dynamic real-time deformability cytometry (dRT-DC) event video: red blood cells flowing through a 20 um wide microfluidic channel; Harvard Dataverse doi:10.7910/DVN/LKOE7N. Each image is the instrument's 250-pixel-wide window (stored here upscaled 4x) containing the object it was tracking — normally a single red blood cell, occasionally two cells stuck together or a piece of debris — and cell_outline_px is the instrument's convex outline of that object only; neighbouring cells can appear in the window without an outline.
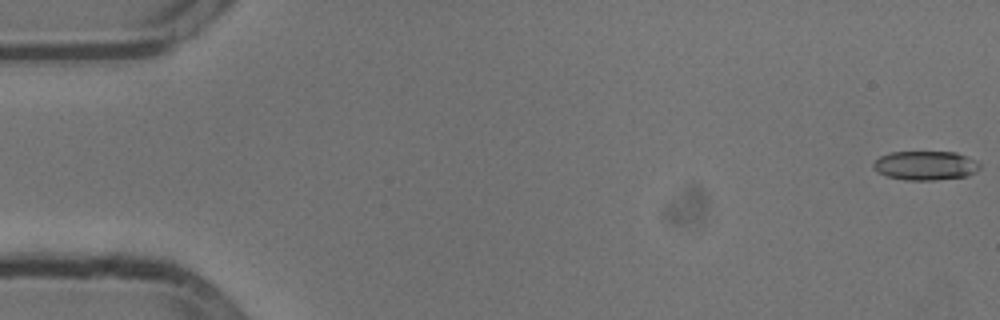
{"species": "common noctule bat (a hibernating species)", "species_latin": "Nyctalus noctula", "temperature_condition": "cold", "stored_images_in_passage": 54, "camera_frame_rate_fps": 3000, "um_per_image_px": 0.085, "animal": {"sex": "male", "body_mass_g": 13.3}, "frame": {"image": 1, "passage_image": 1, "time_ms": 0.0, "image_size_px": [1000, 320], "cell_outline_px": [[980, 168], [976, 172], [968, 176], [936, 180], [904, 180], [888, 176], [872, 168], [872, 164], [880, 156], [892, 152], [956, 152], [976, 160], [980, 164]], "centroid_in_image_um": [78.69, 14.07], "position_along_channel_um": 6.3, "area_um2": 18.09}}
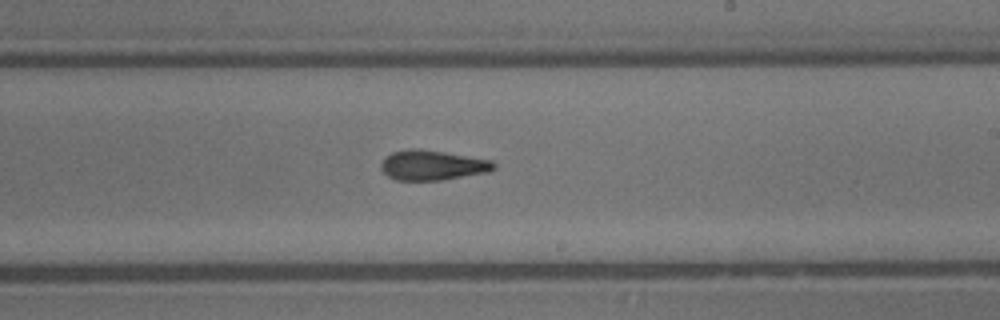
{"frame": {"image": 2, "passage_image": 32, "time_ms": 10.333, "image_size_px": [1000, 320], "cell_outline_px": [[496, 168], [488, 172], [444, 180], [396, 180], [388, 176], [380, 168], [380, 164], [392, 152], [408, 148], [420, 148], [492, 160], [496, 164]], "centroid_in_image_um": [36.77, 14.04], "position_along_channel_um": 252.2, "area_um2": 19.77}}
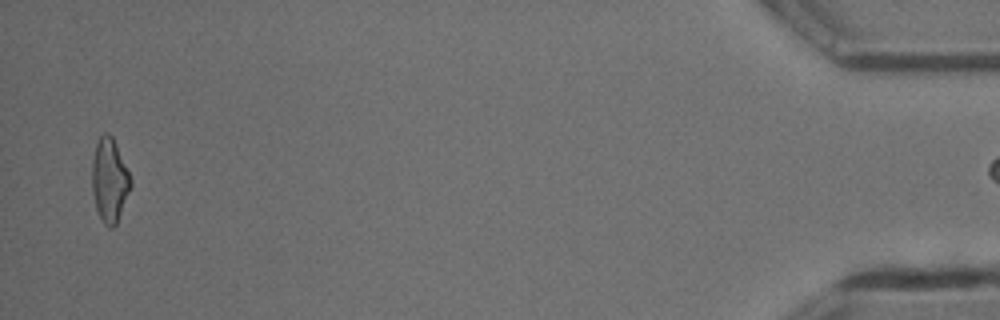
{"frame": {"image": 3, "passage_image": 53, "time_ms": 17.333, "image_size_px": [1000, 320], "cell_outline_px": [[132, 188], [116, 224], [112, 228], [108, 228], [104, 224], [96, 208], [92, 192], [92, 160], [96, 144], [100, 136], [104, 132], [108, 132], [112, 136], [116, 144], [132, 180]], "centroid_in_image_um": [9.32, 15.33], "position_along_channel_um": 425.9, "area_um2": 18.96}}